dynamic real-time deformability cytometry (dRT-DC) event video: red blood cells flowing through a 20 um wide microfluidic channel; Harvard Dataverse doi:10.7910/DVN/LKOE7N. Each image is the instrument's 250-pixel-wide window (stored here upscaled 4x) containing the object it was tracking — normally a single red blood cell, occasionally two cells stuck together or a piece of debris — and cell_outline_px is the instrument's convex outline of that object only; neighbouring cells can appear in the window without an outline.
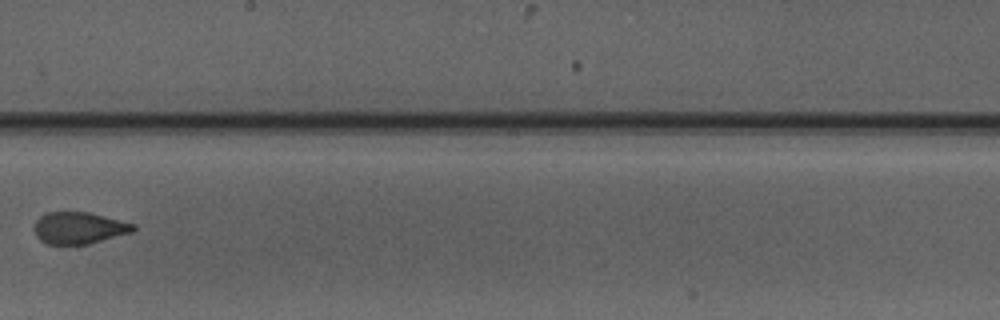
{"species": "Egyptian fruit bat (a non-hibernating species)", "species_latin": "Rousettus aegyptiacus", "temperature_condition": "warm", "stored_images_in_passage": 9, "camera_frame_rate_fps": 3000, "um_per_image_px": 0.085, "animal": {"sex": "male"}, "frame": {"image": 1, "passage_image": 8, "time_ms": 9.333, "image_size_px": [1000, 320], "cell_outline_px": [[136, 232], [88, 244], [48, 244], [40, 240], [36, 236], [32, 228], [36, 220], [40, 216], [48, 212], [88, 212], [136, 224]], "centroid_in_image_um": [6.73, 19.38], "position_along_channel_um": 241.5, "area_um2": 18.61}}
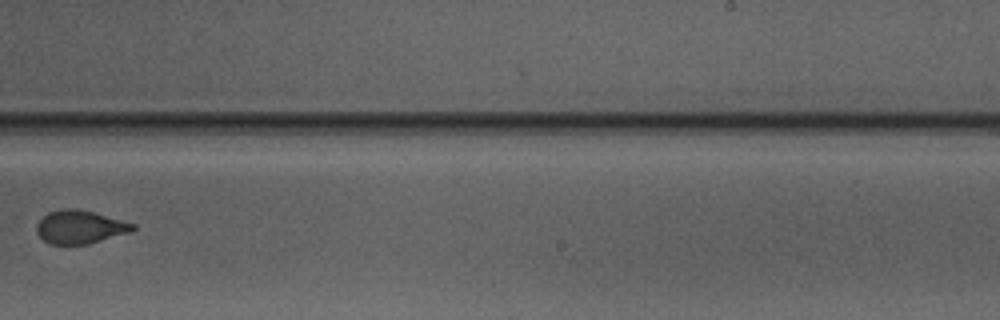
{"frame": {"image": 2, "passage_image": 9, "time_ms": 10.333, "image_size_px": [1000, 320], "cell_outline_px": [[136, 228], [132, 232], [88, 244], [48, 244], [36, 232], [36, 224], [48, 212], [64, 208], [76, 208], [92, 212], [136, 224]], "centroid_in_image_um": [6.8, 19.3], "position_along_channel_um": 282.2, "area_um2": 18.67}}